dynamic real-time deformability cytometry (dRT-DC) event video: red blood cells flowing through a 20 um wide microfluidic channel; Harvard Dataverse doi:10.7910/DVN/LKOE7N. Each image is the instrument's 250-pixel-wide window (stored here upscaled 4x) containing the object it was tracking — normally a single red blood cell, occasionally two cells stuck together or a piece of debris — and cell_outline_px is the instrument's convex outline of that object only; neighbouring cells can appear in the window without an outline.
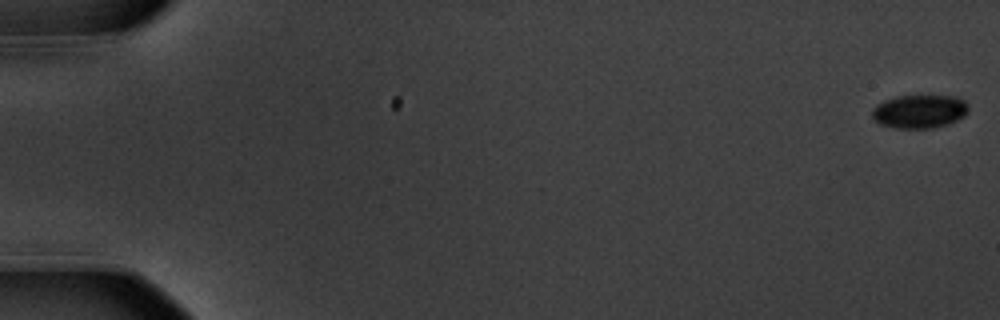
{"species": "common noctule bat (a hibernating species)", "species_latin": "Nyctalus noctula", "temperature_condition": "warm", "stored_images_in_passage": 58, "camera_frame_rate_fps": 3000, "um_per_image_px": 0.085, "animal": {"sex": "male", "body_mass_g": 20.1, "forearm_length_mm": 53.5}, "frame": {"image": 1, "passage_image": 1, "time_ms": 0.0, "image_size_px": [1000, 320], "cell_outline_px": [[968, 112], [964, 116], [948, 124], [932, 128], [892, 128], [880, 124], [872, 116], [872, 108], [876, 104], [884, 100], [896, 96], [956, 96], [964, 100], [968, 104]], "centroid_in_image_um": [78.15, 9.47], "position_along_channel_um": 6.9, "area_um2": 18.9}}
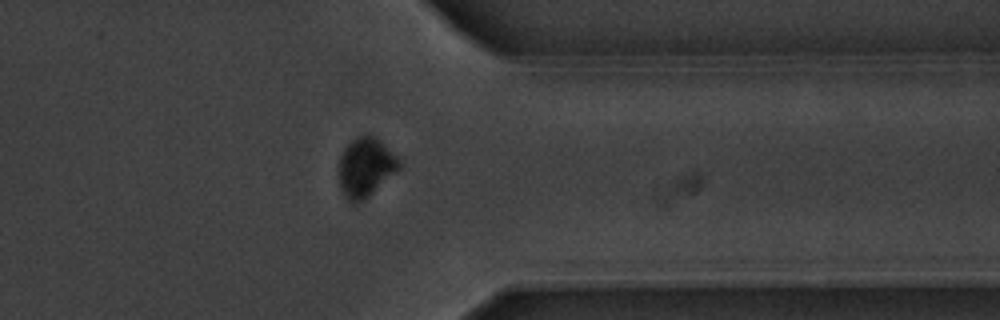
{"frame": {"image": 2, "passage_image": 47, "time_ms": 15.333, "image_size_px": [1000, 320], "cell_outline_px": [[400, 168], [396, 172], [364, 200], [356, 204], [352, 204], [344, 196], [340, 188], [340, 156], [344, 148], [356, 136], [364, 132], [368, 132], [376, 136], [400, 160]], "centroid_in_image_um": [31.07, 14.19], "position_along_channel_um": 380.3, "area_um2": 20.92}}
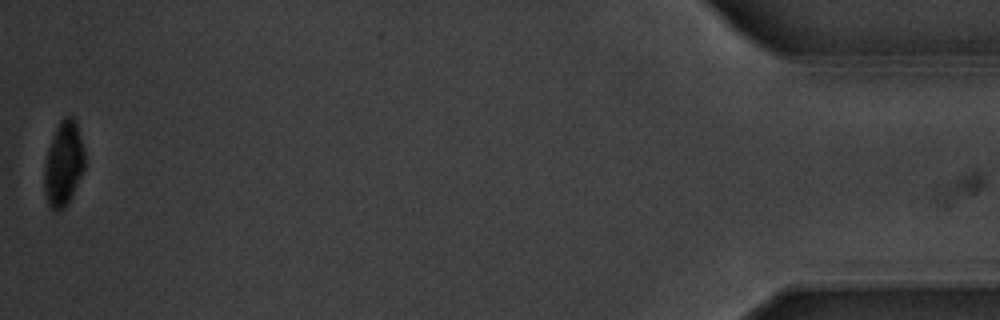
{"frame": {"image": 3, "passage_image": 58, "time_ms": 19.0, "image_size_px": [1000, 320], "cell_outline_px": [[84, 168], [64, 208], [60, 212], [56, 212], [48, 204], [44, 192], [44, 164], [48, 148], [52, 136], [60, 120], [64, 116], [72, 116], [76, 120], [84, 152]], "centroid_in_image_um": [5.37, 13.89], "position_along_channel_um": 429.8, "area_um2": 19.71}, "authors_computed_cell_mechanics": {"area_um2": 21.1837, "velocity_mm_per_s": 3.5746, "shape_relaxation_time_tau1_ms": 2.5262, "shape_relaxation_time_tau2_ms": null, "deformation_change_tau1": 0.1176, "deformation_change_tau2": null}}